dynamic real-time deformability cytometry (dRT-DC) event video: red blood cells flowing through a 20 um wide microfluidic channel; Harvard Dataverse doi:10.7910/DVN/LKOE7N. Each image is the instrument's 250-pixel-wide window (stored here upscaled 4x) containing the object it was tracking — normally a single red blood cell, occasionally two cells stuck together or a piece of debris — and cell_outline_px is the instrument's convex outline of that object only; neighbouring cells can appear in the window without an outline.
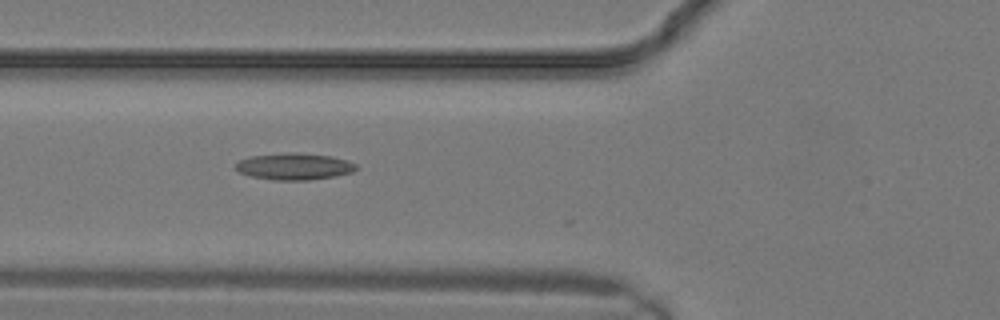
{"species": "common noctule bat (a hibernating species)", "species_latin": "Nyctalus noctula", "temperature_condition": "warm", "stored_images_in_passage": 14, "camera_frame_rate_fps": 3000, "um_per_image_px": 0.085, "animal": {"sex": "male", "body_mass_g": 19.2, "forearm_length_mm": 51.8}, "frame": {"image": 1, "passage_image": 10, "time_ms": 3.0, "image_size_px": [1000, 320], "cell_outline_px": [[356, 168], [352, 172], [336, 176], [308, 180], [272, 180], [252, 176], [240, 172], [236, 168], [236, 164], [240, 160], [252, 156], [284, 152], [296, 152], [332, 156], [348, 160], [356, 164]], "centroid_in_image_um": [25.04, 14.14], "position_along_channel_um": 100.8, "area_um2": 18.73}}
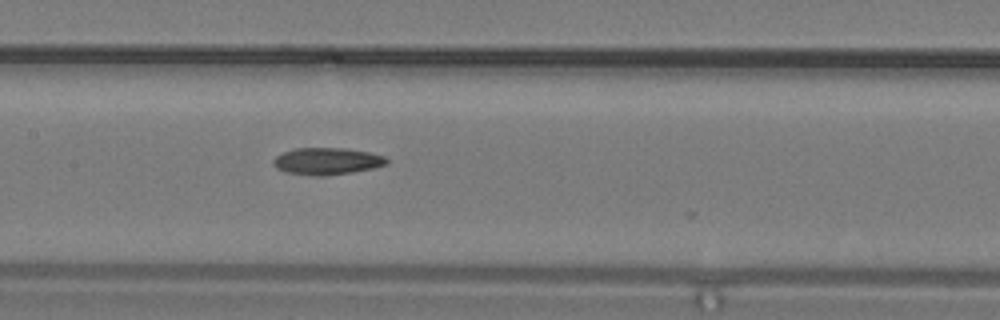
{"frame": {"image": 2, "passage_image": 13, "time_ms": 4.0, "image_size_px": [1000, 320], "cell_outline_px": [[388, 164], [372, 168], [352, 172], [320, 176], [288, 172], [276, 168], [272, 160], [276, 156], [284, 152], [296, 148], [344, 148], [368, 152], [384, 156], [388, 160]], "centroid_in_image_um": [27.8, 13.69], "position_along_channel_um": 179.6, "area_um2": 17.51}}